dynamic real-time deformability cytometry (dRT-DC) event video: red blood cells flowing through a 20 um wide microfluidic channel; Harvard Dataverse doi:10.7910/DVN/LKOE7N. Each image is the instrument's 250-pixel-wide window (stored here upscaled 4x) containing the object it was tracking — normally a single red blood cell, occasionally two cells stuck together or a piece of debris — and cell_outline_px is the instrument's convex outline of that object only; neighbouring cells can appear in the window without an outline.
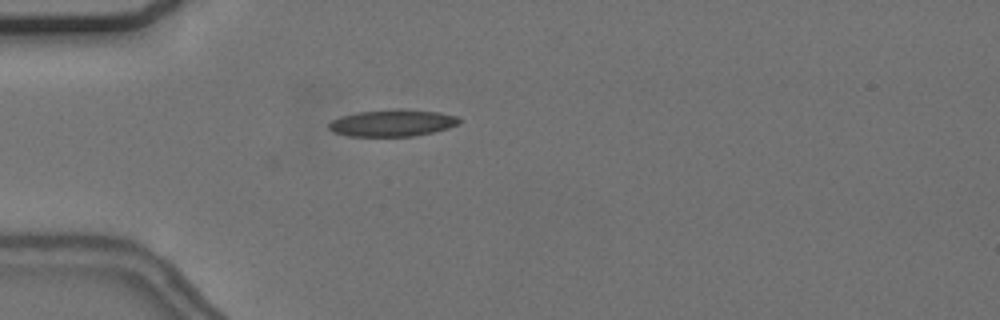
{"species": "common noctule bat (a hibernating species)", "species_latin": "Nyctalus noctula", "temperature_condition": "cold", "stored_images_in_passage": 22, "camera_frame_rate_fps": 3000, "um_per_image_px": 0.085, "animal": {"sex": "female", "body_mass_g": 24.6, "forearm_length_mm": 56.2}, "frame": {"image": 1, "passage_image": 22, "time_ms": 7.0, "image_size_px": [1000, 320], "cell_outline_px": [[460, 124], [448, 128], [432, 132], [412, 136], [348, 136], [332, 132], [328, 128], [328, 124], [332, 120], [340, 116], [360, 112], [396, 108], [404, 108], [440, 112], [456, 116], [460, 120]], "centroid_in_image_um": [33.35, 10.44], "position_along_channel_um": 51.6, "area_um2": 20.58}}